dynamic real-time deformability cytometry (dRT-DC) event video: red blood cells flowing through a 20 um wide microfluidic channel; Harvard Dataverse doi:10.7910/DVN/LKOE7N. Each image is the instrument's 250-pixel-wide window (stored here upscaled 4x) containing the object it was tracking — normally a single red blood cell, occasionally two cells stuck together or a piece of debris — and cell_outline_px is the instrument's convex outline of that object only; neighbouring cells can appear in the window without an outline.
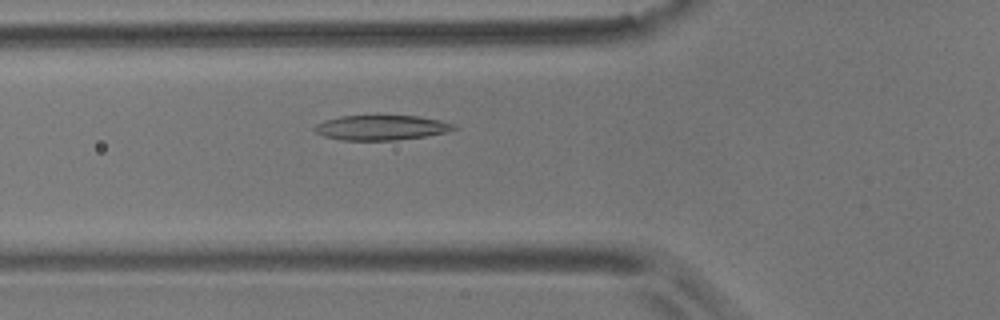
{"species": "common noctule bat (a hibernating species)", "species_latin": "Nyctalus noctula", "temperature_condition": "room temperature", "stored_images_in_passage": 44, "camera_frame_rate_fps": 3000, "um_per_image_px": 0.085, "animal": {"sex": "male", "body_mass_g": 17.9}, "frame": {"image": 1, "passage_image": 7, "time_ms": 2.0, "image_size_px": [1000, 320], "cell_outline_px": [[460, 128], [444, 132], [424, 136], [396, 140], [340, 140], [324, 136], [316, 132], [312, 128], [316, 124], [324, 120], [340, 116], [416, 116], [440, 120], [456, 124]], "centroid_in_image_um": [32.4, 10.85], "position_along_channel_um": 93.4, "area_um2": 20.17}}
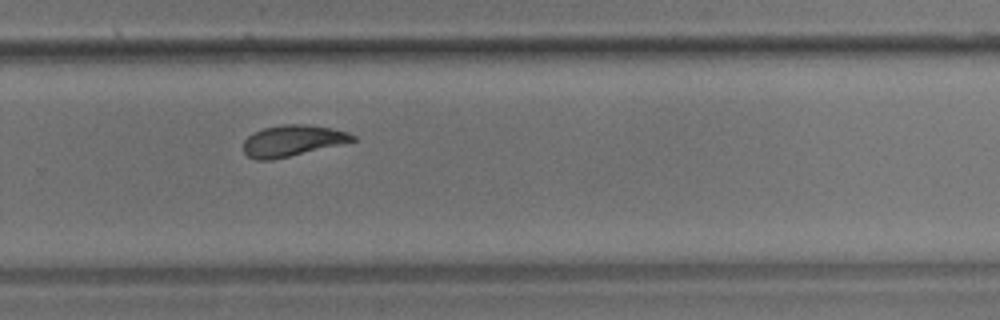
{"frame": {"image": 2, "passage_image": 25, "time_ms": 8.0, "image_size_px": [1000, 320], "cell_outline_px": [[356, 140], [340, 144], [272, 160], [256, 160], [248, 156], [244, 152], [244, 140], [248, 136], [264, 128], [284, 124], [304, 124], [328, 128], [348, 132], [356, 136]], "centroid_in_image_um": [24.83, 11.96], "position_along_channel_um": 305.0, "area_um2": 19.42}}
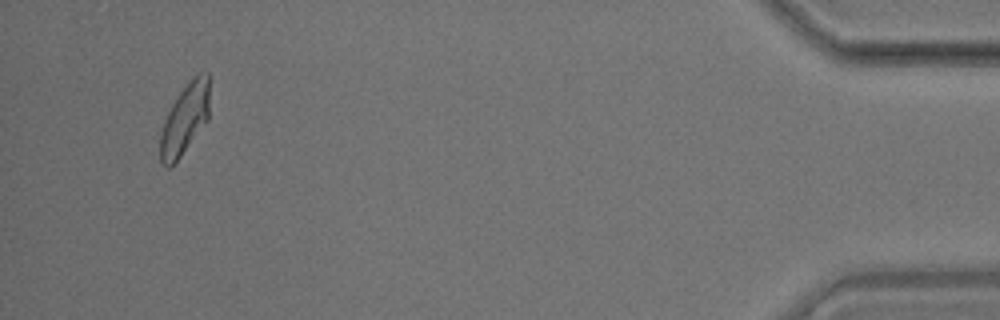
{"frame": {"image": 3, "passage_image": 41, "time_ms": 13.333, "image_size_px": [1000, 320], "cell_outline_px": [[208, 120], [180, 156], [168, 168], [160, 160], [160, 132], [164, 120], [172, 104], [180, 92], [200, 72], [208, 72]], "centroid_in_image_um": [15.69, 10.14], "position_along_channel_um": 419.5, "area_um2": 19.65}, "authors_computed_cell_mechanics": {"area_um2": 20.2589, "velocity_mm_per_s": 3.5207, "shape_relaxation_time_tau1_ms": 5.2797, "shape_relaxation_time_tau2_ms": 2.8997, "deformation_change_tau1": 0.1579, "deformation_change_tau2": 0.0886}}